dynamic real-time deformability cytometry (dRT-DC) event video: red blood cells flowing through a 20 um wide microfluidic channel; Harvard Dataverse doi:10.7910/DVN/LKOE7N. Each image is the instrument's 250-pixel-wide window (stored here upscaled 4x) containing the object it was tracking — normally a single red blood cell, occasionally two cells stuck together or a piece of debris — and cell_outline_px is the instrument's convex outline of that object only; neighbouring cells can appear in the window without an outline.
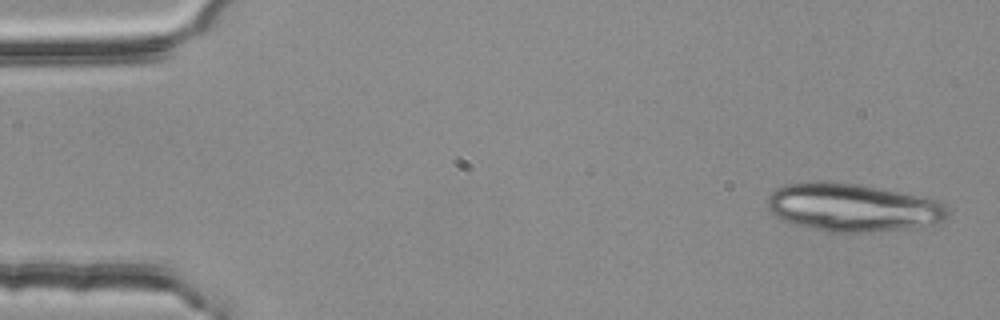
{"species": "common noctule bat (a hibernating species)", "species_latin": "Nyctalus noctula", "temperature_condition": "room temperature", "stored_images_in_passage": 3, "camera_frame_rate_fps": 3000, "um_per_image_px": 0.085, "animal": {"sex": "female", "body_mass_g": 25.1}, "frame": {"image": 1, "passage_image": 1, "time_ms": 0.0, "image_size_px": [1000, 320], "cell_outline_px": [[948, 216], [944, 220], [908, 228], [876, 232], [832, 232], [812, 228], [780, 220], [768, 208], [768, 196], [776, 188], [784, 184], [820, 180], [824, 180], [856, 184], [924, 196], [936, 200], [944, 204], [948, 208]], "centroid_in_image_um": [72.45, 17.62], "position_along_channel_um": 12.6, "area_um2": 50.46}}